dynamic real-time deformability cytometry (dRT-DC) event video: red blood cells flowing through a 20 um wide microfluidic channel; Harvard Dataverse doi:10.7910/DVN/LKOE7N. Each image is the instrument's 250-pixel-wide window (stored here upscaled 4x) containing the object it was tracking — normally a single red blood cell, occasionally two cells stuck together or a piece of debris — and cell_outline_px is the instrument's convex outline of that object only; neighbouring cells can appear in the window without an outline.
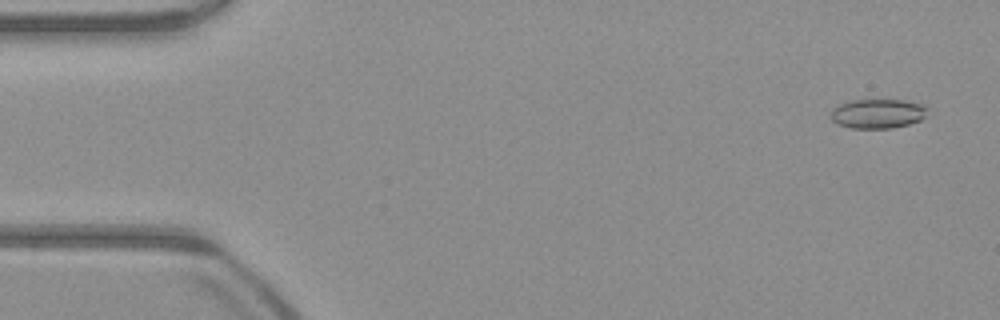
{"species": "common noctule bat (a hibernating species)", "species_latin": "Nyctalus noctula", "temperature_condition": "warm", "stored_images_in_passage": 52, "camera_frame_rate_fps": 3000, "um_per_image_px": 0.085, "animal": {"sex": "male", "body_mass_g": 23.1, "forearm_length_mm": 52.7}, "frame": {"image": 1, "passage_image": 3, "time_ms": 0.667, "image_size_px": [1000, 320], "cell_outline_px": [[928, 108], [924, 116], [920, 120], [908, 124], [892, 128], [852, 128], [840, 124], [832, 120], [832, 108], [848, 100], [904, 100], [924, 104]], "centroid_in_image_um": [74.62, 9.64], "position_along_channel_um": 10.4, "area_um2": 16.47}}
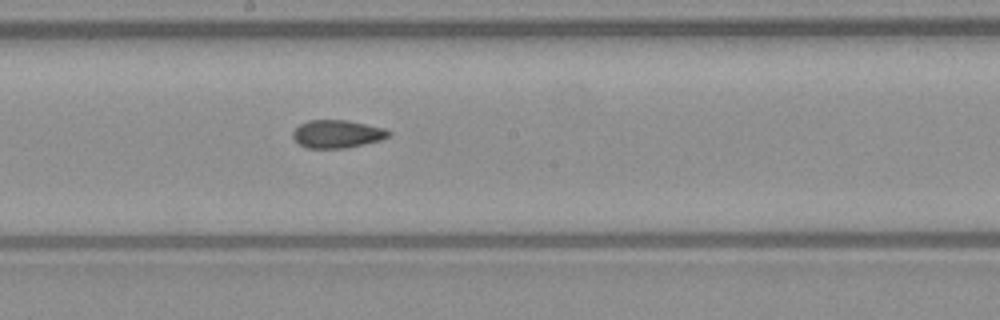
{"frame": {"image": 2, "passage_image": 28, "time_ms": 9.0, "image_size_px": [1000, 320], "cell_outline_px": [[392, 132], [388, 136], [380, 140], [344, 148], [308, 148], [300, 144], [292, 136], [292, 132], [300, 124], [308, 120], [348, 120], [384, 128]], "centroid_in_image_um": [28.65, 11.37], "position_along_channel_um": 219.6, "area_um2": 15.43}}
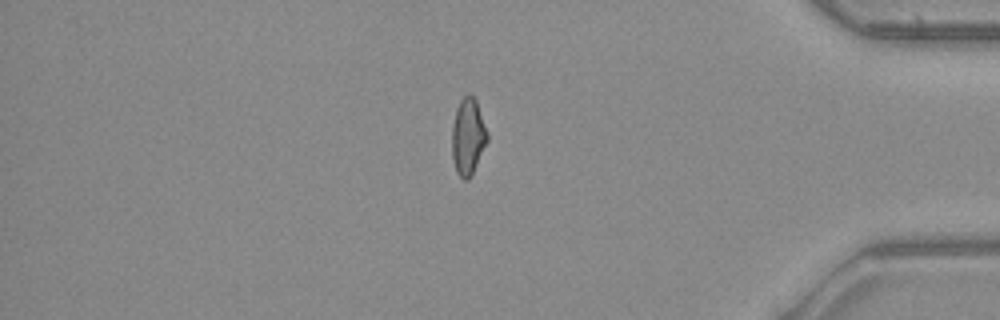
{"frame": {"image": 3, "passage_image": 44, "time_ms": 14.333, "image_size_px": [1000, 320], "cell_outline_px": [[488, 140], [468, 180], [464, 180], [456, 172], [452, 156], [452, 124], [456, 108], [460, 100], [468, 92], [476, 100], [488, 132]], "centroid_in_image_um": [39.77, 11.57], "position_along_channel_um": 395.4, "area_um2": 15.72}, "authors_computed_cell_mechanics": {"area_um2": 16.0395, "velocity_mm_per_s": 3.9766, "shape_relaxation_time_tau1_ms": null, "shape_relaxation_time_tau2_ms": 2.7818, "deformation_change_tau1": null, "deformation_change_tau2": 0.0877}}